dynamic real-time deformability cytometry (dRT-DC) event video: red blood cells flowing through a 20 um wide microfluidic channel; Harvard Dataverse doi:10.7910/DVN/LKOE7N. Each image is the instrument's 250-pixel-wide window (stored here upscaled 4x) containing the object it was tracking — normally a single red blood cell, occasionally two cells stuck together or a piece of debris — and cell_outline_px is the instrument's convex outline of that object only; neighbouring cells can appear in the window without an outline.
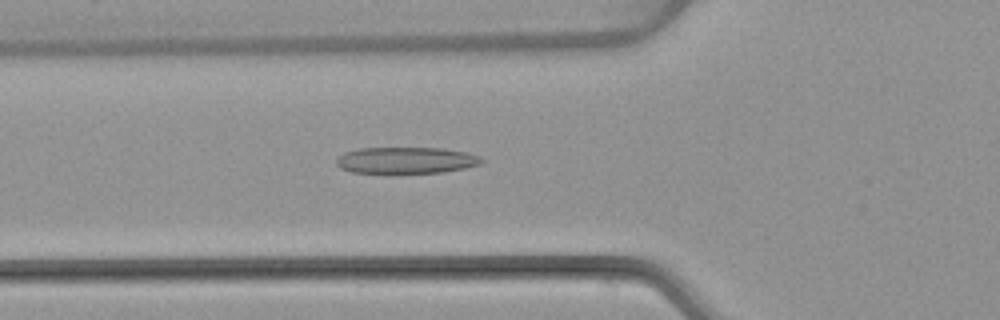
{"species": "common noctule bat (a hibernating species)", "species_latin": "Nyctalus noctula", "temperature_condition": "warm", "stored_images_in_passage": 52, "camera_frame_rate_fps": 3000, "um_per_image_px": 0.085, "animal": {"sex": "female", "body_mass_g": 22.7, "forearm_length_mm": 54.2}, "frame": {"image": 1, "passage_image": 19, "time_ms": 6.0, "image_size_px": [1000, 320], "cell_outline_px": [[484, 160], [480, 164], [464, 168], [440, 172], [352, 172], [340, 168], [336, 164], [336, 160], [344, 152], [360, 148], [444, 148], [468, 152], [480, 156]], "centroid_in_image_um": [34.54, 13.6], "position_along_channel_um": 91.3, "area_um2": 22.14}}
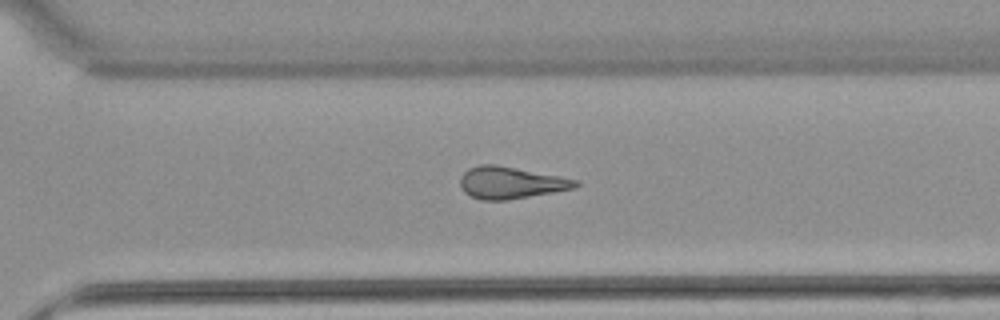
{"frame": {"image": 2, "passage_image": 37, "time_ms": 12.0, "image_size_px": [1000, 320], "cell_outline_px": [[580, 184], [572, 188], [552, 192], [508, 200], [480, 200], [464, 192], [460, 188], [460, 176], [468, 168], [480, 164], [496, 164], [560, 176], [580, 180]], "centroid_in_image_um": [43.38, 15.52], "position_along_channel_um": 327.2, "area_um2": 21.5}}
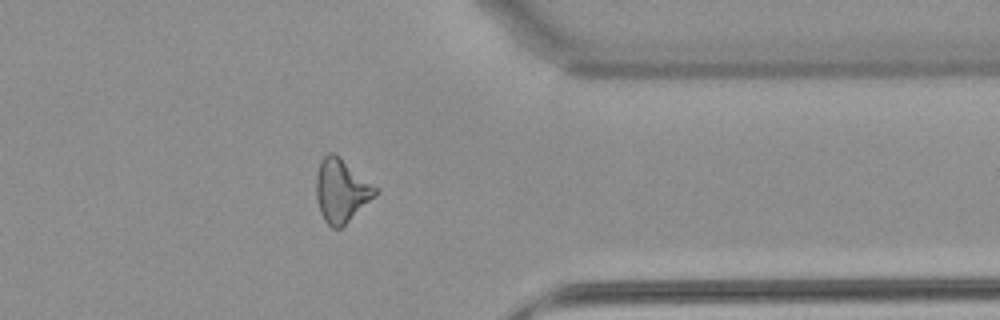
{"frame": {"image": 3, "passage_image": 42, "time_ms": 13.667, "image_size_px": [1000, 320], "cell_outline_px": [[380, 192], [376, 196], [340, 228], [332, 228], [324, 220], [320, 212], [316, 196], [316, 176], [320, 160], [328, 152], [336, 152], [376, 188]], "centroid_in_image_um": [28.99, 16.18], "position_along_channel_um": 382.4, "area_um2": 21.73}, "authors_computed_cell_mechanics": {"area_um2": 22.1374, "velocity_mm_per_s": 3.9262, "shape_relaxation_time_tau1_ms": null, "shape_relaxation_time_tau2_ms": 2.6877, "deformation_change_tau1": null, "deformation_change_tau2": 0.1424}}